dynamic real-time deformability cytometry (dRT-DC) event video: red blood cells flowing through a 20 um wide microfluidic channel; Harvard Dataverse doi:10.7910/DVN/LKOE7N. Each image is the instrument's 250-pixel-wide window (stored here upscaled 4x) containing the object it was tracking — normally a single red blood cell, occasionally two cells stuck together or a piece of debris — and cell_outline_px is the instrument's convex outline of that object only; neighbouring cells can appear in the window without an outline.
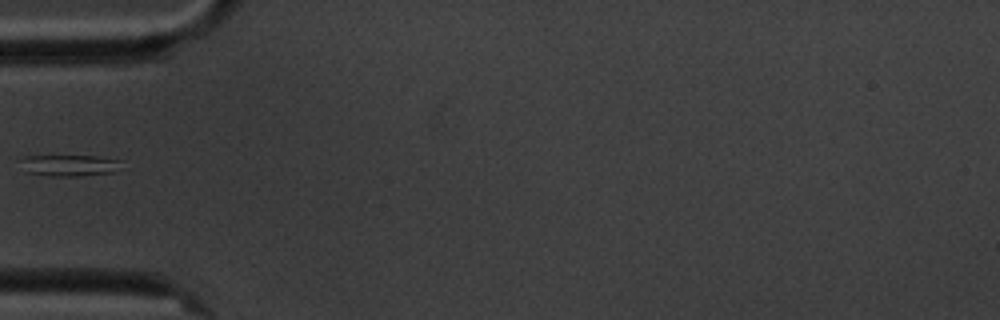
{"species": "common noctule bat (a hibernating species)", "species_latin": "Nyctalus noctula", "temperature_condition": "cold", "stored_images_in_passage": 5, "camera_frame_rate_fps": 3000, "um_per_image_px": 0.085, "animal": {"sex": "male", "body_mass_g": 20.1, "forearm_length_mm": 53.5}, "frame": {"image": 1, "passage_image": 5, "time_ms": 5.333, "image_size_px": [1000, 320], "cell_outline_px": [[124, 160], [116, 172], [80, 176], [48, 176], [24, 172], [20, 160], [24, 156], [100, 156]], "centroid_in_image_um": [5.93, 14.06], "position_along_channel_um": 79.1, "area_um2": 12.89}}